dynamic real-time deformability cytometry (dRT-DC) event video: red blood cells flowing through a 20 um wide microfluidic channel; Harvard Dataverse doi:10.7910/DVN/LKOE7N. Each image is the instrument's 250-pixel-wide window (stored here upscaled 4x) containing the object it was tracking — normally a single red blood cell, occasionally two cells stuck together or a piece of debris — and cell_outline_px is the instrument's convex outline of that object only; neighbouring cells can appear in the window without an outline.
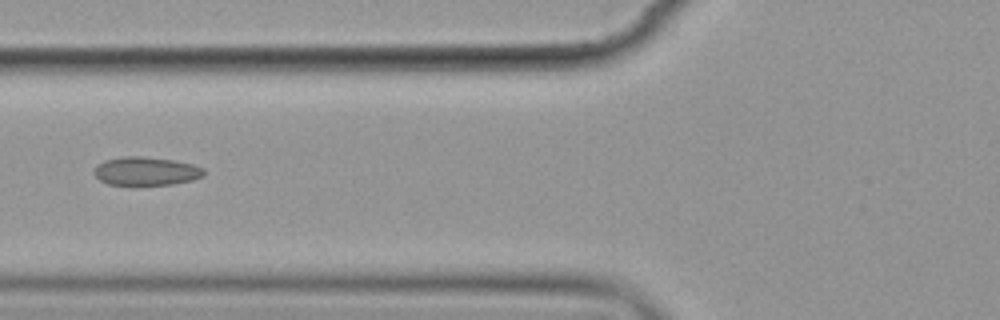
{"species": "common noctule bat (a hibernating species)", "species_latin": "Nyctalus noctula", "temperature_condition": "cold", "stored_images_in_passage": 7, "camera_frame_rate_fps": 3000, "um_per_image_px": 0.085, "animal": {"sex": "female", "body_mass_g": 19.9}, "frame": {"image": 1, "passage_image": 3, "time_ms": 2.0, "image_size_px": [1000, 320], "cell_outline_px": [[204, 176], [192, 180], [172, 184], [108, 184], [100, 180], [92, 172], [96, 164], [104, 160], [124, 156], [140, 156], [172, 160], [192, 164], [204, 168]], "centroid_in_image_um": [12.39, 14.53], "position_along_channel_um": 113.4, "area_um2": 18.09}}
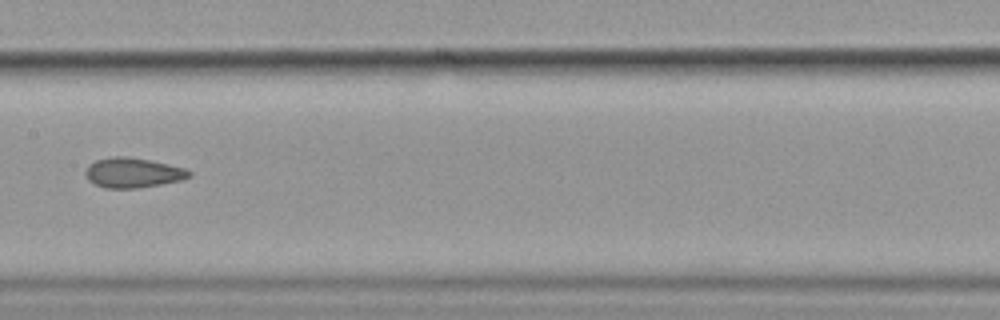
{"frame": {"image": 2, "passage_image": 5, "time_ms": 4.333, "image_size_px": [1000, 320], "cell_outline_px": [[192, 176], [180, 180], [160, 184], [136, 188], [104, 188], [88, 180], [84, 172], [88, 164], [96, 160], [112, 156], [128, 156], [168, 164], [184, 168], [192, 172]], "centroid_in_image_um": [11.27, 14.67], "position_along_channel_um": 196.1, "area_um2": 18.03}}
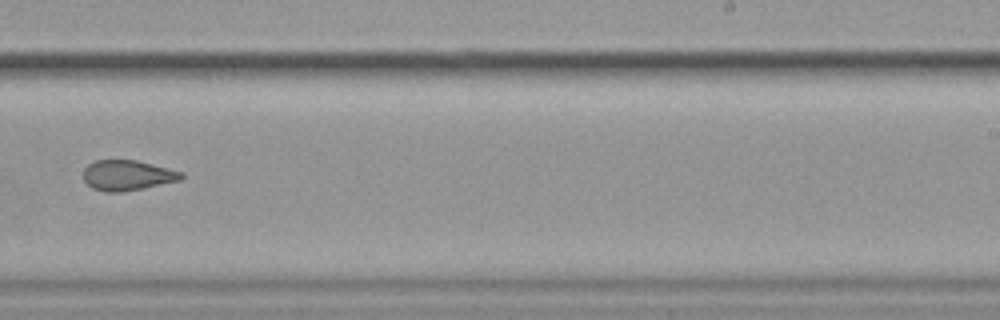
{"frame": {"image": 3, "passage_image": 7, "time_ms": 6.667, "image_size_px": [1000, 320], "cell_outline_px": [[184, 176], [180, 180], [144, 188], [124, 192], [104, 192], [92, 188], [84, 180], [84, 168], [88, 164], [96, 160], [136, 160], [184, 172]], "centroid_in_image_um": [10.83, 14.91], "position_along_channel_um": 278.2, "area_um2": 17.34}}